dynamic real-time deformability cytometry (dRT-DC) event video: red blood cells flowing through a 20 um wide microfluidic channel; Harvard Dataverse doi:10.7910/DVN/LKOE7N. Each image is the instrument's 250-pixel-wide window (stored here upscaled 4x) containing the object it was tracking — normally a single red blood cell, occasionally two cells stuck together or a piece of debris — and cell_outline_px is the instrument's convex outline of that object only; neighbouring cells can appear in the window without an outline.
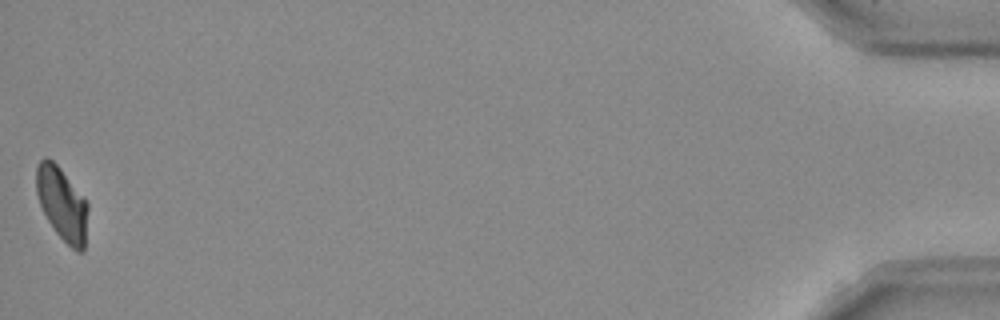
{"species": "Egyptian fruit bat (a non-hibernating species)", "species_latin": "Rousettus aegyptiacus", "temperature_condition": "room temperature", "stored_images_in_passage": 50, "camera_frame_rate_fps": 3000, "um_per_image_px": 0.085, "frame": {"image": 1, "passage_image": 50, "time_ms": 16.333, "image_size_px": [1000, 320], "cell_outline_px": [[88, 208], [84, 252], [76, 252], [56, 232], [48, 220], [40, 204], [36, 192], [36, 164], [44, 156], [52, 160], [60, 168], [88, 204]], "centroid_in_image_um": [5.26, 17.32], "position_along_channel_um": 429.9, "area_um2": 21.73}, "authors_computed_cell_mechanics": {"area_um2": 22.6865, "velocity_mm_per_s": 3.9421, "shape_relaxation_time_tau1_ms": 3.5655, "shape_relaxation_time_tau2_ms": 2.7561, "deformation_change_tau1": 0.1284, "deformation_change_tau2": 0.0731}}